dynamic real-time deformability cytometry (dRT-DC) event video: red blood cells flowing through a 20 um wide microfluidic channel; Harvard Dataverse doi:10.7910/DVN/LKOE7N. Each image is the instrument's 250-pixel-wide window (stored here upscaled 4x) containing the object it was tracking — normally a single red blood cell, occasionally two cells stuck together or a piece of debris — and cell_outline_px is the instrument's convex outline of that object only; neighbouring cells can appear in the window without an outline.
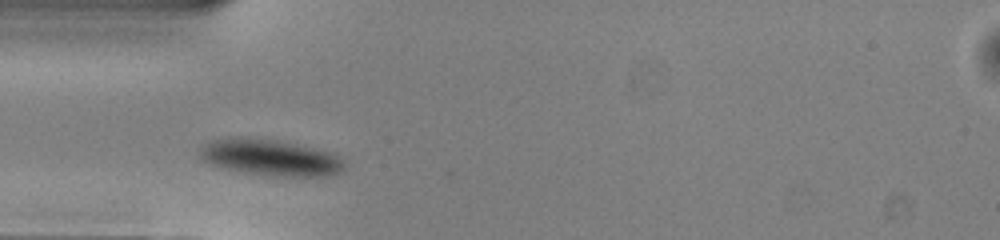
{"species": "common noctule bat (a hibernating species)", "species_latin": "Nyctalus noctula", "temperature_condition": "warm", "stored_images_in_passage": 37, "camera_frame_rate_fps": 3000, "um_per_image_px": 0.085, "animal": {"sex": "male", "body_mass_g": 13.0, "forearm_length_mm": 53.1}, "frame": {"image": 1, "passage_image": 1, "time_ms": 0.0, "image_size_px": [1000, 240], "cell_outline_px": [[344, 172], [332, 176], [284, 176], [248, 172], [228, 168], [212, 164], [204, 160], [200, 156], [200, 148], [212, 140], [228, 136], [248, 136], [276, 140], [296, 144], [332, 152], [344, 164]], "centroid_in_image_um": [23.0, 13.36], "position_along_channel_um": 62.0, "area_um2": 30.35}}
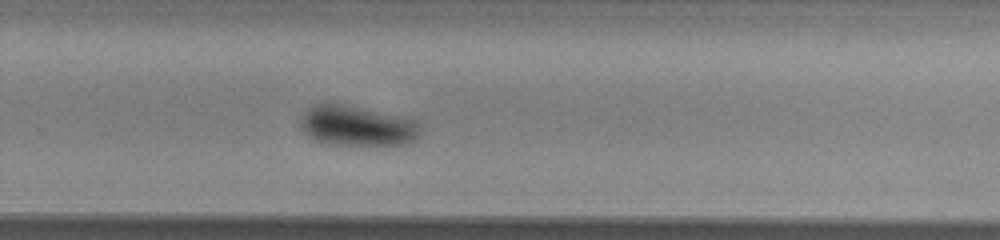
{"frame": {"image": 2, "passage_image": 19, "time_ms": 6.0, "image_size_px": [1000, 240], "cell_outline_px": [[420, 128], [416, 136], [412, 140], [400, 144], [328, 144], [316, 140], [304, 132], [300, 124], [304, 112], [312, 104], [332, 100], [416, 120], [420, 124]], "centroid_in_image_um": [30.27, 10.63], "position_along_channel_um": 299.5, "area_um2": 28.15}}
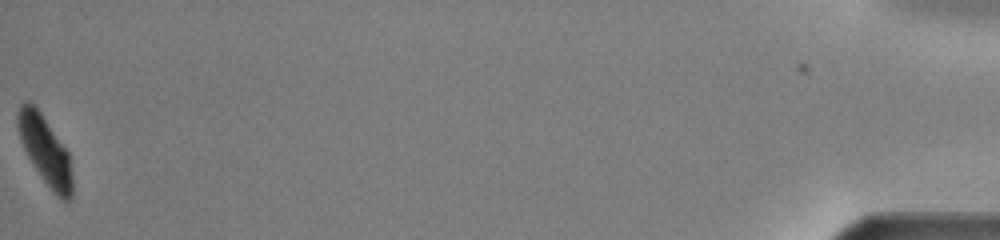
{"frame": {"image": 3, "passage_image": 37, "time_ms": 12.0, "image_size_px": [1000, 240], "cell_outline_px": [[72, 196], [68, 204], [64, 204], [52, 192], [28, 156], [20, 140], [16, 124], [16, 116], [20, 104], [24, 100], [28, 100], [40, 112], [68, 152], [72, 176]], "centroid_in_image_um": [3.84, 12.82], "position_along_channel_um": 431.4, "area_um2": 21.73}, "authors_computed_cell_mechanics": {"area_um2": 26.5302, "velocity_mm_per_s": 3.9901, "shape_relaxation_time_tau1_ms": 2.3353, "shape_relaxation_time_tau2_ms": null, "deformation_change_tau1": 0.0875, "deformation_change_tau2": null}}